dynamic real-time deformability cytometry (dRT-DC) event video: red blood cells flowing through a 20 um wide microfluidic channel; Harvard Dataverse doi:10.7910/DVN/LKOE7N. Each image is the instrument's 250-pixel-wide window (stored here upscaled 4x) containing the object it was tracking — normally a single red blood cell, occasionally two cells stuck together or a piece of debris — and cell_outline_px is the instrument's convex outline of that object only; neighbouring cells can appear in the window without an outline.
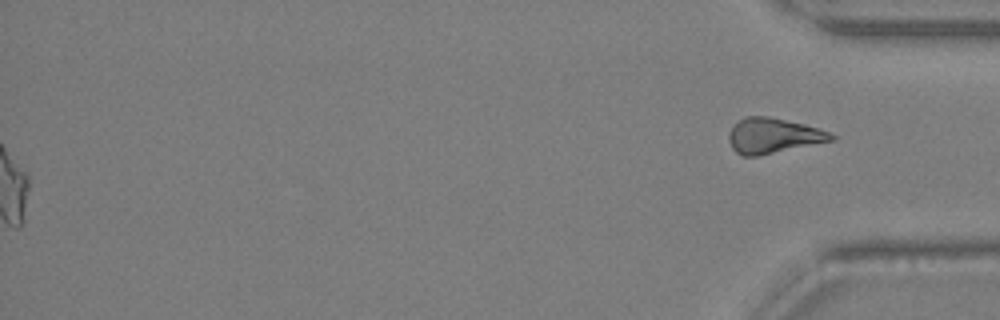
{"species": "Egyptian fruit bat (a non-hibernating species)", "species_latin": "Rousettus aegyptiacus", "temperature_condition": "warm", "stored_images_in_passage": 34, "segment_of_instrument_passage": [2, 2], "camera_frame_rate_fps": 3000, "um_per_image_px": 0.085, "animal": {"sex": "female"}, "frame": {"image": 1, "passage_image": 34, "time_ms": 11.0, "image_size_px": [1000, 320], "cell_outline_px": [[836, 140], [756, 156], [744, 156], [736, 152], [732, 148], [728, 140], [728, 132], [744, 116], [768, 116], [804, 124], [828, 132], [836, 136]], "centroid_in_image_um": [65.71, 11.54], "position_along_channel_um": 369.5, "area_um2": 20.87}}